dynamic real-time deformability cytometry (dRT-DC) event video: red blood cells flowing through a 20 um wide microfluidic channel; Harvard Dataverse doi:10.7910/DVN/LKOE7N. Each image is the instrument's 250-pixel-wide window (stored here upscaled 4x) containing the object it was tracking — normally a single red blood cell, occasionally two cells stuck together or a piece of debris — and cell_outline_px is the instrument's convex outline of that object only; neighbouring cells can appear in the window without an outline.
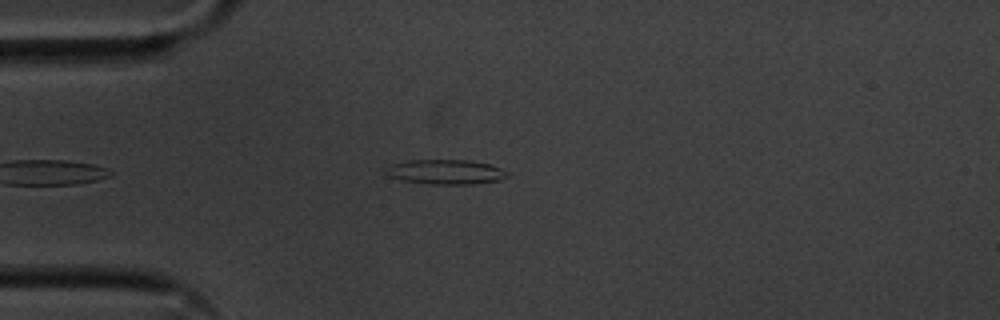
{"species": "common noctule bat (a hibernating species)", "species_latin": "Nyctalus noctula", "temperature_condition": "cold", "stored_images_in_passage": 43, "camera_frame_rate_fps": 3000, "um_per_image_px": 0.085, "animal": {"sex": "male", "body_mass_g": 20.1, "forearm_length_mm": 53.5}, "frame": {"image": 1, "passage_image": 2, "time_ms": 0.333, "image_size_px": [1000, 320], "cell_outline_px": [[508, 176], [500, 180], [472, 184], [432, 184], [400, 180], [388, 176], [384, 172], [392, 164], [408, 160], [468, 160], [492, 164], [508, 172]], "centroid_in_image_um": [37.89, 14.61], "position_along_channel_um": 47.1, "area_um2": 17.51}}
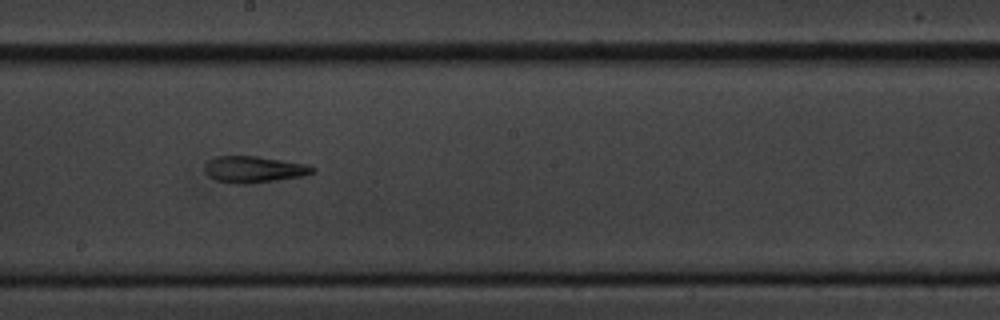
{"frame": {"image": 2, "passage_image": 18, "time_ms": 5.667, "image_size_px": [1000, 320], "cell_outline_px": [[316, 172], [304, 176], [248, 184], [236, 184], [216, 180], [208, 176], [204, 172], [204, 168], [208, 160], [216, 156], [256, 156], [308, 164], [316, 168]], "centroid_in_image_um": [21.6, 14.4], "position_along_channel_um": 226.6, "area_um2": 16.82}}
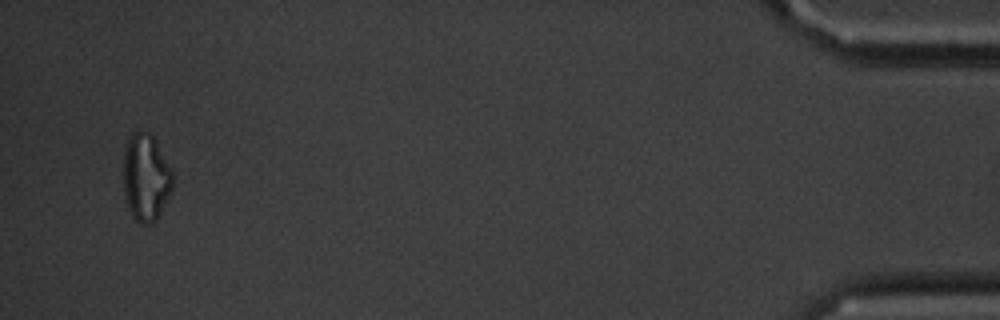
{"frame": {"image": 3, "passage_image": 41, "time_ms": 13.333, "image_size_px": [1000, 320], "cell_outline_px": [[172, 192], [156, 220], [152, 224], [140, 224], [132, 216], [124, 200], [124, 148], [128, 136], [132, 132], [148, 132], [156, 140], [172, 168]], "centroid_in_image_um": [12.4, 15.09], "position_along_channel_um": 422.8, "area_um2": 25.49}, "authors_computed_cell_mechanics": {"area_um2": 16.6464, "velocity_mm_per_s": 3.6195, "shape_relaxation_time_tau1_ms": null, "shape_relaxation_time_tau2_ms": 7.0059, "deformation_change_tau1": null, "deformation_change_tau2": 0.2158}}